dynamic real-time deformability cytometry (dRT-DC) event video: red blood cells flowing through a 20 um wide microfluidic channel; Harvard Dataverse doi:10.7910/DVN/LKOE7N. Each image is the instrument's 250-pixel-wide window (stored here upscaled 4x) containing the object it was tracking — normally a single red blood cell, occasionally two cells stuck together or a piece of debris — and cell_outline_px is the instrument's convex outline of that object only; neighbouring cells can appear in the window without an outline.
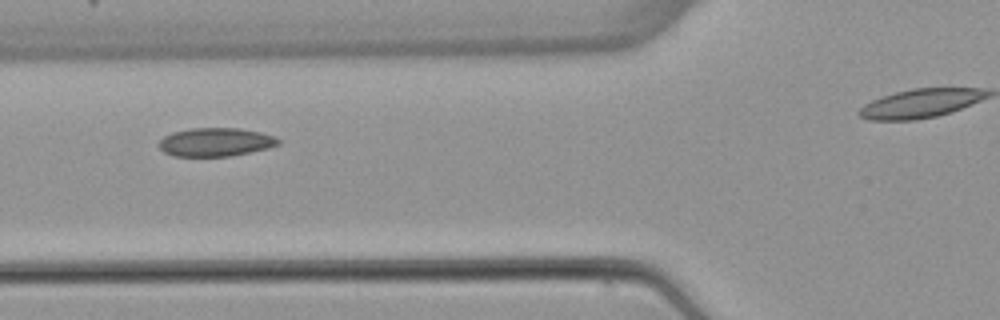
{"species": "common noctule bat (a hibernating species)", "species_latin": "Nyctalus noctula", "temperature_condition": "warm", "stored_images_in_passage": 6, "segment_of_instrument_passage": [1, 2], "camera_frame_rate_fps": 3000, "um_per_image_px": 0.085, "animal": {"sex": "female", "body_mass_g": 22.7, "forearm_length_mm": 54.2}, "frame": {"image": 1, "passage_image": 3, "time_ms": 3.333, "image_size_px": [1000, 320], "cell_outline_px": [[280, 144], [268, 148], [232, 156], [172, 156], [164, 152], [160, 148], [160, 140], [164, 136], [172, 132], [192, 128], [240, 128], [260, 132], [272, 136], [280, 140]], "centroid_in_image_um": [18.32, 12.08], "position_along_channel_um": 107.5, "area_um2": 19.77}}
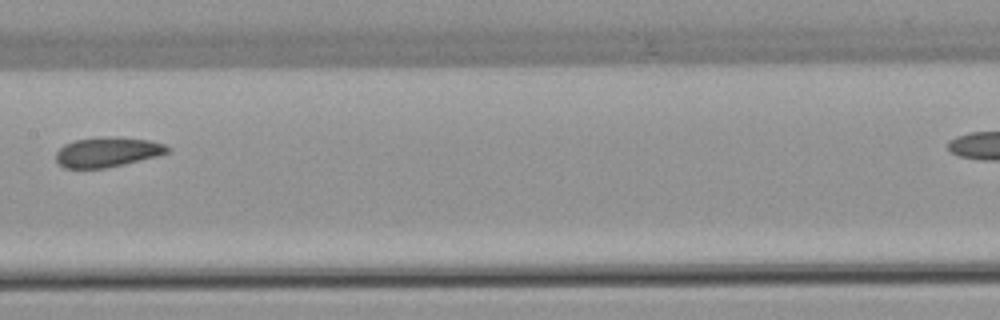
{"frame": {"image": 2, "passage_image": 5, "time_ms": 5.667, "image_size_px": [1000, 320], "cell_outline_px": [[172, 148], [168, 152], [156, 156], [124, 164], [104, 168], [64, 168], [56, 160], [56, 152], [64, 144], [76, 140], [108, 136], [148, 140], [164, 144]], "centroid_in_image_um": [9.12, 12.92], "position_along_channel_um": 198.3, "area_um2": 19.19}}